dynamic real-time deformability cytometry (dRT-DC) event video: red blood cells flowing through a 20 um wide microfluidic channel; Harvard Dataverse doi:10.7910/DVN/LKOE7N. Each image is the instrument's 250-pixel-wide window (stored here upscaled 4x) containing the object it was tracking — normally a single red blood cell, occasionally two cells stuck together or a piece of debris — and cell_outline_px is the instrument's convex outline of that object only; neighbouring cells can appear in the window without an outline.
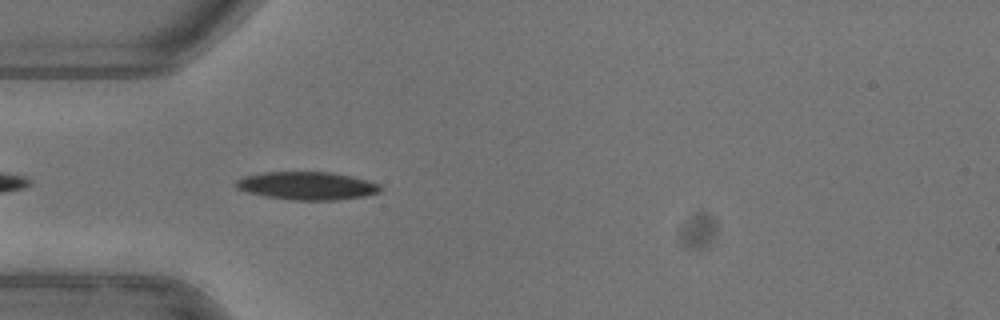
{"species": "common noctule bat (a hibernating species)", "species_latin": "Nyctalus noctula", "temperature_condition": "warm", "stored_images_in_passage": 15, "camera_frame_rate_fps": 3000, "um_per_image_px": 0.085, "animal": {"sex": "female"}, "frame": {"image": 1, "passage_image": 3, "time_ms": 0.667, "image_size_px": [1000, 320], "cell_outline_px": [[384, 188], [380, 192], [364, 196], [336, 200], [292, 200], [264, 196], [248, 192], [236, 188], [232, 184], [236, 180], [244, 176], [264, 172], [332, 172], [352, 176], [368, 180], [380, 184]], "centroid_in_image_um": [26.11, 15.79], "position_along_channel_um": 58.9, "area_um2": 23.81}}